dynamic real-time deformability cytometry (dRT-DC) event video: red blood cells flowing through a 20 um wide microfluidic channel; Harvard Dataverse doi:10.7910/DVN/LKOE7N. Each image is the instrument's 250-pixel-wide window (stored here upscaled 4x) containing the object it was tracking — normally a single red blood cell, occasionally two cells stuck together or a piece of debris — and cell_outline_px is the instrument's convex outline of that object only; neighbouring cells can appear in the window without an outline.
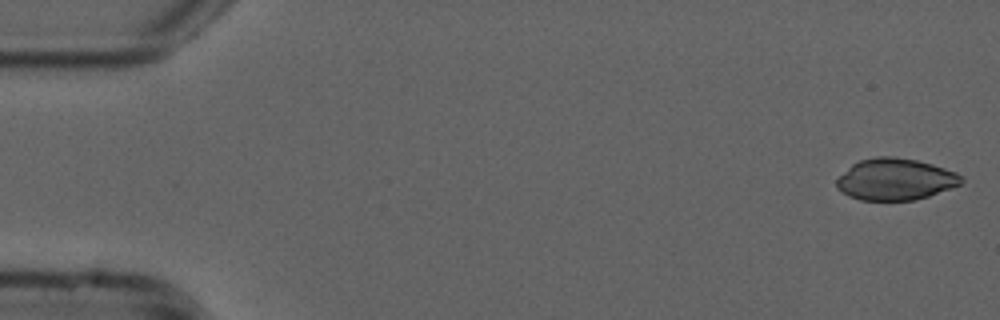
{"species": "common noctule bat (a hibernating species)", "species_latin": "Nyctalus noctula", "temperature_condition": "cold", "stored_images_in_passage": 53, "camera_frame_rate_fps": 3000, "um_per_image_px": 0.085, "animal": {"sex": "male", "forearm_length_mm": 52.5}, "frame": {"image": 1, "passage_image": 1, "time_ms": 0.0, "image_size_px": [1000, 320], "cell_outline_px": [[964, 180], [960, 184], [928, 196], [916, 200], [860, 200], [848, 196], [836, 188], [836, 180], [852, 164], [860, 160], [876, 156], [896, 156], [916, 160], [932, 164], [956, 172], [964, 176]], "centroid_in_image_um": [76.1, 15.23], "position_along_channel_um": 8.9, "area_um2": 30.29}}